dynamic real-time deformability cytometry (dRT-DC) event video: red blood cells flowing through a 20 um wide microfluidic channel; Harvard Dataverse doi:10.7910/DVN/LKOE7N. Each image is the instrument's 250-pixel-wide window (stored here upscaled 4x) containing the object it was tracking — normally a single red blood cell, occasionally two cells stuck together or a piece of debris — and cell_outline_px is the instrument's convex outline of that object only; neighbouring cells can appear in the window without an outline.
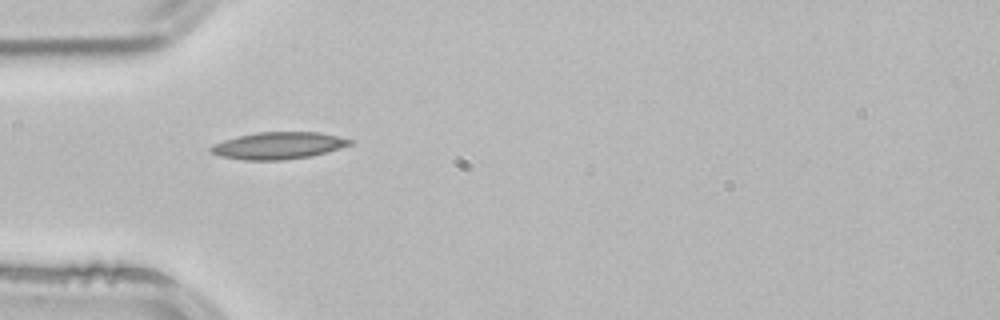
{"species": "common noctule bat (a hibernating species)", "species_latin": "Nyctalus noctula", "temperature_condition": "room temperature", "stored_images_in_passage": 1, "camera_frame_rate_fps": 3000, "um_per_image_px": 0.085, "animal": {"sex": "male", "body_mass_g": 21.5, "forearm_length_mm": 52.0}, "frame": {"image": 1, "passage_image": 1, "time_ms": 0.0, "image_size_px": [1000, 320], "cell_outline_px": [[356, 140], [352, 144], [328, 152], [312, 156], [284, 160], [244, 160], [220, 156], [212, 152], [208, 148], [212, 144], [224, 140], [256, 132], [320, 132]], "centroid_in_image_um": [23.7, 12.37], "position_along_channel_um": 61.3, "area_um2": 22.02}}